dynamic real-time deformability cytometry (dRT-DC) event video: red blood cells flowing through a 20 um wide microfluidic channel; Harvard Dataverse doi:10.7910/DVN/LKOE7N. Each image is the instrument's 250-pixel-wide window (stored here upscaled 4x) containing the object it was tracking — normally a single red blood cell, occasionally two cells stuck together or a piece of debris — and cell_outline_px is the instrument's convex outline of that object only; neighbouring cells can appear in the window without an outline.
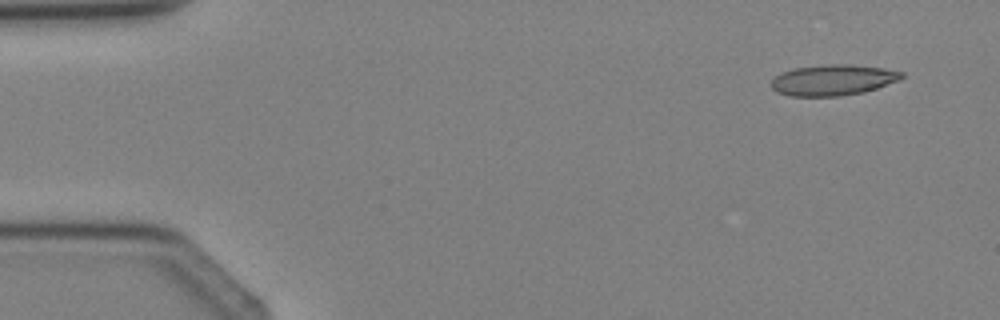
{"species": "Egyptian fruit bat (a non-hibernating species)", "species_latin": "Rousettus aegyptiacus", "temperature_condition": "cold", "stored_images_in_passage": 3, "camera_frame_rate_fps": 3000, "um_per_image_px": 0.085, "animal": {"sex": "female"}, "frame": {"image": 1, "passage_image": 1, "time_ms": 0.0, "image_size_px": [1000, 320], "cell_outline_px": [[904, 76], [896, 80], [876, 88], [864, 92], [840, 96], [792, 96], [776, 92], [772, 88], [772, 80], [776, 76], [792, 68], [828, 64], [844, 64], [884, 68], [904, 72]], "centroid_in_image_um": [70.78, 6.8], "position_along_channel_um": 14.2, "area_um2": 23.18}}
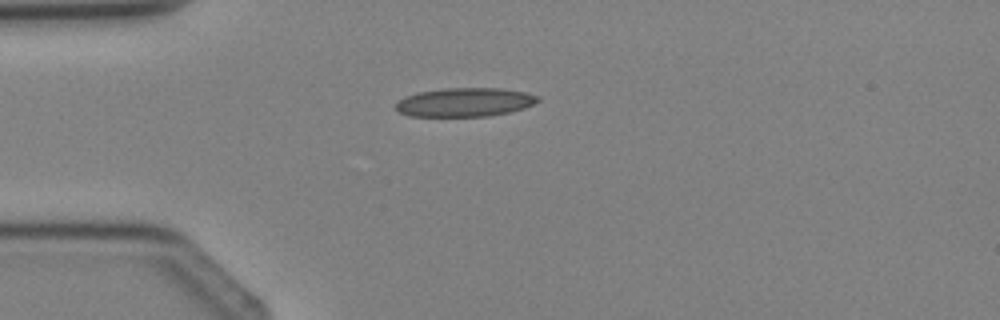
{"frame": {"image": 2, "passage_image": 3, "time_ms": 2.333, "image_size_px": [1000, 320], "cell_outline_px": [[540, 100], [524, 108], [508, 112], [488, 116], [408, 116], [400, 112], [396, 108], [396, 104], [404, 96], [416, 92], [444, 88], [500, 88], [524, 92], [540, 96]], "centroid_in_image_um": [39.49, 8.68], "position_along_channel_um": 45.5, "area_um2": 23.81}}